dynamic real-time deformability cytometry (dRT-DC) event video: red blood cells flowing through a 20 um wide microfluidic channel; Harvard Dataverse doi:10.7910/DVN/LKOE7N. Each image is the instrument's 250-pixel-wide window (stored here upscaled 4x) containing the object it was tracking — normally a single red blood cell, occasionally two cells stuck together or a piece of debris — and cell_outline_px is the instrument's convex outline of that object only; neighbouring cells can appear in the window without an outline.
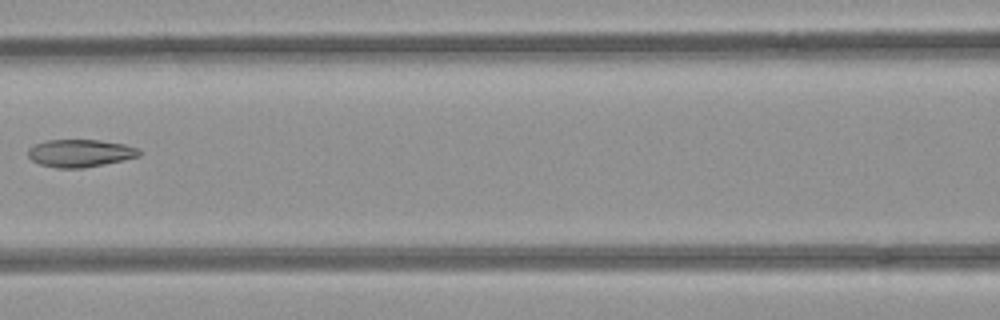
{"species": "common noctule bat (a hibernating species)", "species_latin": "Nyctalus noctula", "temperature_condition": "room temperature", "stored_images_in_passage": 5, "camera_frame_rate_fps": 3000, "um_per_image_px": 0.085, "animal": {"sex": "female", "body_mass_g": 21.9}, "frame": {"image": 1, "passage_image": 3, "time_ms": 0.667, "image_size_px": [1000, 320], "cell_outline_px": [[140, 156], [104, 164], [84, 168], [56, 168], [40, 164], [32, 160], [28, 156], [28, 148], [44, 140], [100, 140], [124, 144], [140, 148]], "centroid_in_image_um": [6.81, 13.01], "position_along_channel_um": 159.8, "area_um2": 17.92}}
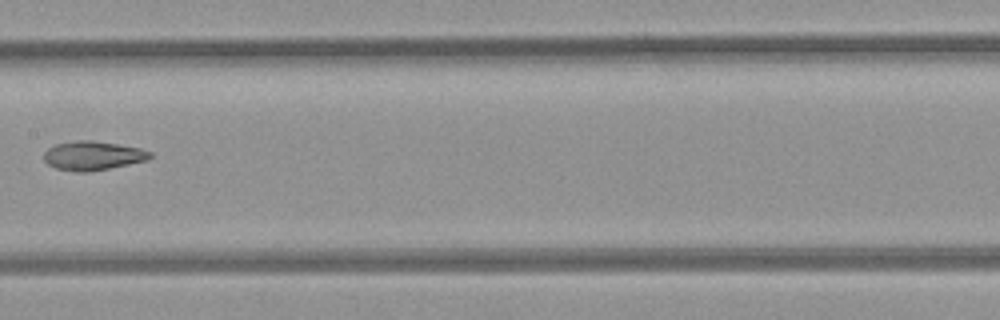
{"frame": {"image": 2, "passage_image": 4, "time_ms": 1.0, "image_size_px": [1000, 320], "cell_outline_px": [[152, 156], [148, 160], [88, 172], [76, 172], [56, 168], [48, 164], [44, 160], [44, 152], [48, 148], [56, 144], [80, 140], [92, 140], [140, 148], [152, 152]], "centroid_in_image_um": [7.89, 13.23], "position_along_channel_um": 199.5, "area_um2": 17.8}}
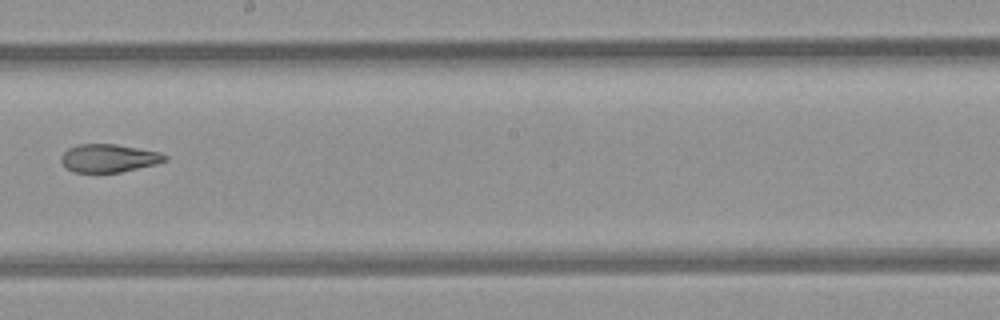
{"frame": {"image": 3, "passage_image": 5, "time_ms": 1.333, "image_size_px": [1000, 320], "cell_outline_px": [[168, 160], [156, 164], [120, 172], [72, 172], [60, 160], [60, 156], [68, 148], [80, 144], [116, 144], [160, 152], [168, 156]], "centroid_in_image_um": [9.26, 13.44], "position_along_channel_um": 238.9, "area_um2": 16.94}}